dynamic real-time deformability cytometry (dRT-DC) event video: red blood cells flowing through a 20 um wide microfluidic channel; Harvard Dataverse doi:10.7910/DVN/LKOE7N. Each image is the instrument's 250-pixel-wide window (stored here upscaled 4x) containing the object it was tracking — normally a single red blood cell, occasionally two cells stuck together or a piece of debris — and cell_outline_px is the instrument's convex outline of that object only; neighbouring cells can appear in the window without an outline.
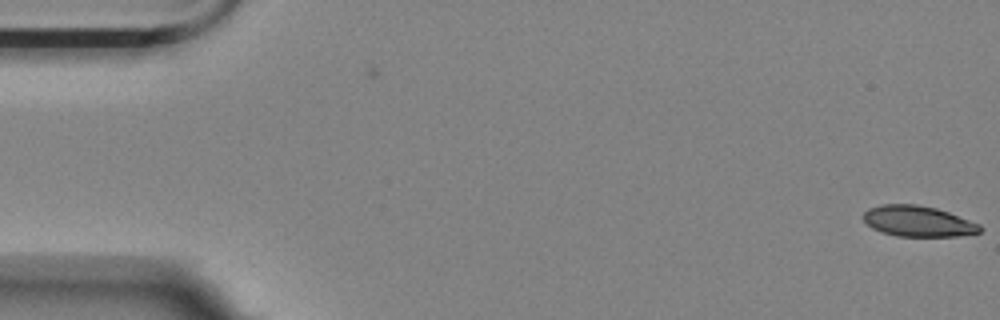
{"species": "Egyptian fruit bat (a non-hibernating species)", "species_latin": "Rousettus aegyptiacus", "temperature_condition": "room temperature", "stored_images_in_passage": 3, "camera_frame_rate_fps": 3000, "um_per_image_px": 0.085, "animal": {"sex": "female"}, "frame": {"image": 1, "passage_image": 3, "time_ms": 0.667, "image_size_px": [1000, 320], "cell_outline_px": [[984, 228], [980, 232], [956, 236], [896, 236], [880, 232], [872, 228], [860, 216], [868, 208], [880, 204], [916, 204], [936, 208], [948, 212], [980, 224]], "centroid_in_image_um": [78.0, 18.8], "position_along_channel_um": 7.0, "area_um2": 21.04}}